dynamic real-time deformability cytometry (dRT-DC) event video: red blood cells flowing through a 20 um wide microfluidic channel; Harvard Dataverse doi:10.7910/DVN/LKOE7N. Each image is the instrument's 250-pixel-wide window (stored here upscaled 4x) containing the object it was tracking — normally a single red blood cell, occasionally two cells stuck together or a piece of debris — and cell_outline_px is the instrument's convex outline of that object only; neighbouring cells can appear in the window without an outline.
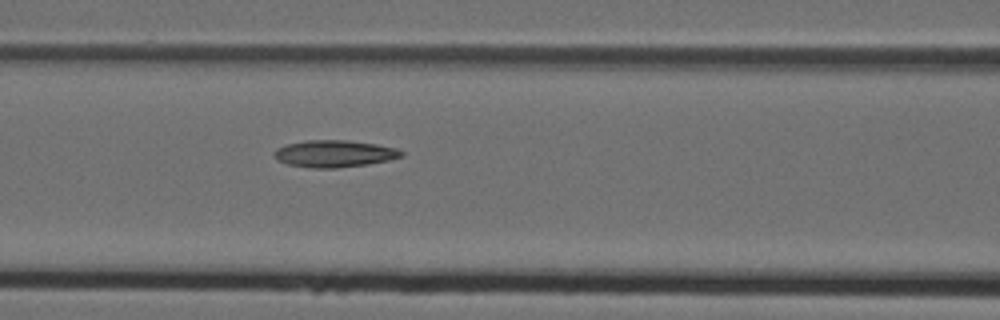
{"species": "Egyptian fruit bat (a non-hibernating species)", "species_latin": "Rousettus aegyptiacus", "temperature_condition": "cold", "stored_images_in_passage": 6, "camera_frame_rate_fps": 3000, "um_per_image_px": 0.085, "animal": {"sex": "female"}, "frame": {"image": 1, "passage_image": 6, "time_ms": 1.667, "image_size_px": [1000, 320], "cell_outline_px": [[404, 156], [388, 160], [368, 164], [336, 168], [312, 168], [288, 164], [276, 160], [272, 152], [276, 148], [288, 144], [308, 140], [348, 140], [376, 144], [396, 148], [404, 152]], "centroid_in_image_um": [28.41, 13.06], "position_along_channel_um": 138.2, "area_um2": 20.06}}